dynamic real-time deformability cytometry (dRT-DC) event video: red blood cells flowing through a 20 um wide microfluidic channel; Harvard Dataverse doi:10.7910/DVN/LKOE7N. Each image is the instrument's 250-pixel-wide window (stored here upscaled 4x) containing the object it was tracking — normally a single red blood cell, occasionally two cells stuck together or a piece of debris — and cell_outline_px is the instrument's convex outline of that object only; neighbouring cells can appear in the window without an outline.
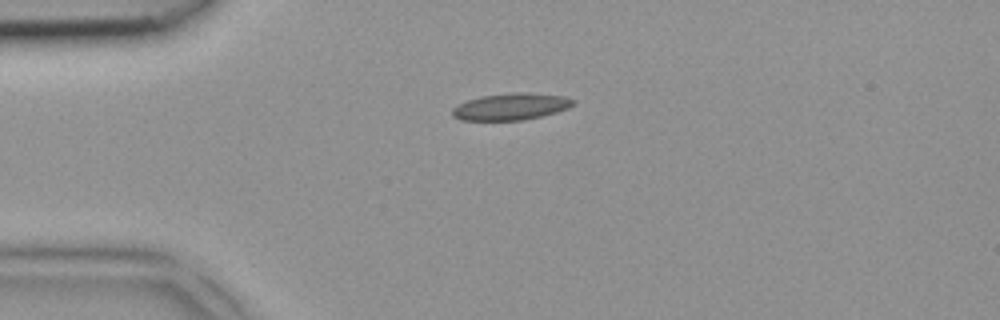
{"species": "common noctule bat (a hibernating species)", "species_latin": "Nyctalus noctula", "temperature_condition": "room temperature", "stored_images_in_passage": 2, "camera_frame_rate_fps": 3000, "um_per_image_px": 0.085, "animal": {"sex": "female", "body_mass_g": 18.4}, "frame": {"image": 1, "passage_image": 1, "time_ms": 0.0, "image_size_px": [1000, 320], "cell_outline_px": [[576, 104], [568, 108], [556, 112], [524, 120], [460, 120], [452, 116], [452, 108], [468, 100], [480, 96], [512, 92], [528, 92], [564, 96], [576, 100]], "centroid_in_image_um": [43.46, 9.05], "position_along_channel_um": 41.5, "area_um2": 18.96}}
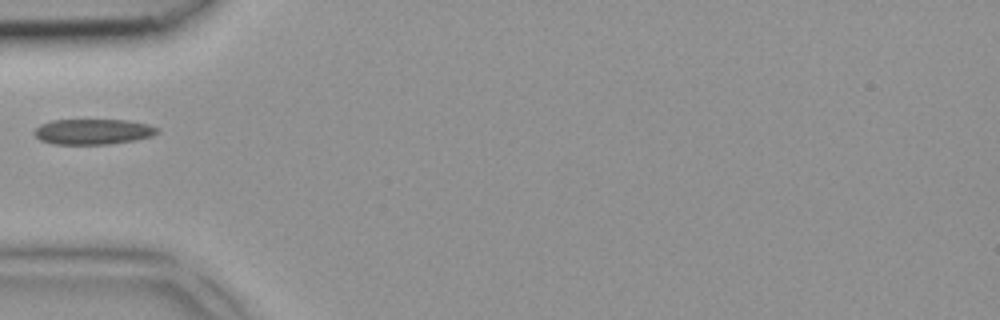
{"frame": {"image": 2, "passage_image": 2, "time_ms": 0.333, "image_size_px": [1000, 320], "cell_outline_px": [[160, 128], [152, 136], [136, 140], [108, 144], [52, 144], [40, 140], [32, 132], [40, 124], [52, 120], [128, 120], [148, 124]], "centroid_in_image_um": [7.89, 11.19], "position_along_channel_um": 77.1, "area_um2": 18.32}}